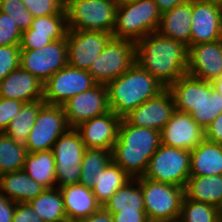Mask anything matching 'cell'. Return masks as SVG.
<instances>
[{
	"instance_id": "27",
	"label": "cell",
	"mask_w": 222,
	"mask_h": 222,
	"mask_svg": "<svg viewBox=\"0 0 222 222\" xmlns=\"http://www.w3.org/2000/svg\"><path fill=\"white\" fill-rule=\"evenodd\" d=\"M23 170L46 189L56 188L55 159L52 150L28 152Z\"/></svg>"
},
{
	"instance_id": "34",
	"label": "cell",
	"mask_w": 222,
	"mask_h": 222,
	"mask_svg": "<svg viewBox=\"0 0 222 222\" xmlns=\"http://www.w3.org/2000/svg\"><path fill=\"white\" fill-rule=\"evenodd\" d=\"M178 222H222V211L184 196Z\"/></svg>"
},
{
	"instance_id": "45",
	"label": "cell",
	"mask_w": 222,
	"mask_h": 222,
	"mask_svg": "<svg viewBox=\"0 0 222 222\" xmlns=\"http://www.w3.org/2000/svg\"><path fill=\"white\" fill-rule=\"evenodd\" d=\"M113 222H149L145 211H120L111 213Z\"/></svg>"
},
{
	"instance_id": "31",
	"label": "cell",
	"mask_w": 222,
	"mask_h": 222,
	"mask_svg": "<svg viewBox=\"0 0 222 222\" xmlns=\"http://www.w3.org/2000/svg\"><path fill=\"white\" fill-rule=\"evenodd\" d=\"M44 104V101L24 103L20 112L9 123L4 133L16 143L25 146L28 135L35 124L37 114Z\"/></svg>"
},
{
	"instance_id": "20",
	"label": "cell",
	"mask_w": 222,
	"mask_h": 222,
	"mask_svg": "<svg viewBox=\"0 0 222 222\" xmlns=\"http://www.w3.org/2000/svg\"><path fill=\"white\" fill-rule=\"evenodd\" d=\"M44 83L21 66L0 82V97L23 101H43Z\"/></svg>"
},
{
	"instance_id": "37",
	"label": "cell",
	"mask_w": 222,
	"mask_h": 222,
	"mask_svg": "<svg viewBox=\"0 0 222 222\" xmlns=\"http://www.w3.org/2000/svg\"><path fill=\"white\" fill-rule=\"evenodd\" d=\"M0 11L8 14L21 32L29 29L34 19L22 0H0Z\"/></svg>"
},
{
	"instance_id": "17",
	"label": "cell",
	"mask_w": 222,
	"mask_h": 222,
	"mask_svg": "<svg viewBox=\"0 0 222 222\" xmlns=\"http://www.w3.org/2000/svg\"><path fill=\"white\" fill-rule=\"evenodd\" d=\"M175 111L174 99L166 88L132 110L124 119L133 126L161 131Z\"/></svg>"
},
{
	"instance_id": "43",
	"label": "cell",
	"mask_w": 222,
	"mask_h": 222,
	"mask_svg": "<svg viewBox=\"0 0 222 222\" xmlns=\"http://www.w3.org/2000/svg\"><path fill=\"white\" fill-rule=\"evenodd\" d=\"M12 222H43L29 203H16Z\"/></svg>"
},
{
	"instance_id": "21",
	"label": "cell",
	"mask_w": 222,
	"mask_h": 222,
	"mask_svg": "<svg viewBox=\"0 0 222 222\" xmlns=\"http://www.w3.org/2000/svg\"><path fill=\"white\" fill-rule=\"evenodd\" d=\"M167 89L174 99L175 110L189 114L204 101L206 94H211L214 90L211 82L194 78L188 74L171 83Z\"/></svg>"
},
{
	"instance_id": "42",
	"label": "cell",
	"mask_w": 222,
	"mask_h": 222,
	"mask_svg": "<svg viewBox=\"0 0 222 222\" xmlns=\"http://www.w3.org/2000/svg\"><path fill=\"white\" fill-rule=\"evenodd\" d=\"M54 40L49 34L34 33L33 29H27L22 32L20 49L21 50H34L49 45Z\"/></svg>"
},
{
	"instance_id": "41",
	"label": "cell",
	"mask_w": 222,
	"mask_h": 222,
	"mask_svg": "<svg viewBox=\"0 0 222 222\" xmlns=\"http://www.w3.org/2000/svg\"><path fill=\"white\" fill-rule=\"evenodd\" d=\"M24 102L0 97V133H4L9 123L20 112Z\"/></svg>"
},
{
	"instance_id": "12",
	"label": "cell",
	"mask_w": 222,
	"mask_h": 222,
	"mask_svg": "<svg viewBox=\"0 0 222 222\" xmlns=\"http://www.w3.org/2000/svg\"><path fill=\"white\" fill-rule=\"evenodd\" d=\"M96 84L87 70L67 65L44 83L43 101L49 105H63L69 98L91 89Z\"/></svg>"
},
{
	"instance_id": "29",
	"label": "cell",
	"mask_w": 222,
	"mask_h": 222,
	"mask_svg": "<svg viewBox=\"0 0 222 222\" xmlns=\"http://www.w3.org/2000/svg\"><path fill=\"white\" fill-rule=\"evenodd\" d=\"M109 213L120 211H145L140 183L132 178L119 188L102 206Z\"/></svg>"
},
{
	"instance_id": "7",
	"label": "cell",
	"mask_w": 222,
	"mask_h": 222,
	"mask_svg": "<svg viewBox=\"0 0 222 222\" xmlns=\"http://www.w3.org/2000/svg\"><path fill=\"white\" fill-rule=\"evenodd\" d=\"M134 41L111 37L92 62L88 72L97 84L107 85L123 75L136 62Z\"/></svg>"
},
{
	"instance_id": "30",
	"label": "cell",
	"mask_w": 222,
	"mask_h": 222,
	"mask_svg": "<svg viewBox=\"0 0 222 222\" xmlns=\"http://www.w3.org/2000/svg\"><path fill=\"white\" fill-rule=\"evenodd\" d=\"M28 203L43 222H62L67 219L63 196L59 188L45 189Z\"/></svg>"
},
{
	"instance_id": "33",
	"label": "cell",
	"mask_w": 222,
	"mask_h": 222,
	"mask_svg": "<svg viewBox=\"0 0 222 222\" xmlns=\"http://www.w3.org/2000/svg\"><path fill=\"white\" fill-rule=\"evenodd\" d=\"M27 153L24 145L0 133V175L23 170Z\"/></svg>"
},
{
	"instance_id": "40",
	"label": "cell",
	"mask_w": 222,
	"mask_h": 222,
	"mask_svg": "<svg viewBox=\"0 0 222 222\" xmlns=\"http://www.w3.org/2000/svg\"><path fill=\"white\" fill-rule=\"evenodd\" d=\"M22 2L34 18L59 14L65 7L62 0H22Z\"/></svg>"
},
{
	"instance_id": "22",
	"label": "cell",
	"mask_w": 222,
	"mask_h": 222,
	"mask_svg": "<svg viewBox=\"0 0 222 222\" xmlns=\"http://www.w3.org/2000/svg\"><path fill=\"white\" fill-rule=\"evenodd\" d=\"M191 21L192 0H186L162 14L157 32L164 37L182 42L189 48L191 46Z\"/></svg>"
},
{
	"instance_id": "36",
	"label": "cell",
	"mask_w": 222,
	"mask_h": 222,
	"mask_svg": "<svg viewBox=\"0 0 222 222\" xmlns=\"http://www.w3.org/2000/svg\"><path fill=\"white\" fill-rule=\"evenodd\" d=\"M222 113V96L214 90L206 94V98L195 107L190 115L204 130Z\"/></svg>"
},
{
	"instance_id": "51",
	"label": "cell",
	"mask_w": 222,
	"mask_h": 222,
	"mask_svg": "<svg viewBox=\"0 0 222 222\" xmlns=\"http://www.w3.org/2000/svg\"><path fill=\"white\" fill-rule=\"evenodd\" d=\"M204 1L213 2L216 4L222 5V0H204Z\"/></svg>"
},
{
	"instance_id": "11",
	"label": "cell",
	"mask_w": 222,
	"mask_h": 222,
	"mask_svg": "<svg viewBox=\"0 0 222 222\" xmlns=\"http://www.w3.org/2000/svg\"><path fill=\"white\" fill-rule=\"evenodd\" d=\"M67 57L65 36L39 49L21 50L20 66L45 83L54 73L68 65Z\"/></svg>"
},
{
	"instance_id": "14",
	"label": "cell",
	"mask_w": 222,
	"mask_h": 222,
	"mask_svg": "<svg viewBox=\"0 0 222 222\" xmlns=\"http://www.w3.org/2000/svg\"><path fill=\"white\" fill-rule=\"evenodd\" d=\"M62 107L68 126L76 128L80 123L110 111L107 87L96 84L91 89L69 98Z\"/></svg>"
},
{
	"instance_id": "1",
	"label": "cell",
	"mask_w": 222,
	"mask_h": 222,
	"mask_svg": "<svg viewBox=\"0 0 222 222\" xmlns=\"http://www.w3.org/2000/svg\"><path fill=\"white\" fill-rule=\"evenodd\" d=\"M136 63L168 87L187 74L189 48L153 32L136 43Z\"/></svg>"
},
{
	"instance_id": "38",
	"label": "cell",
	"mask_w": 222,
	"mask_h": 222,
	"mask_svg": "<svg viewBox=\"0 0 222 222\" xmlns=\"http://www.w3.org/2000/svg\"><path fill=\"white\" fill-rule=\"evenodd\" d=\"M20 45L0 46V82L20 66Z\"/></svg>"
},
{
	"instance_id": "8",
	"label": "cell",
	"mask_w": 222,
	"mask_h": 222,
	"mask_svg": "<svg viewBox=\"0 0 222 222\" xmlns=\"http://www.w3.org/2000/svg\"><path fill=\"white\" fill-rule=\"evenodd\" d=\"M190 160L189 150L169 147L161 143L150 158L143 177L184 188L190 177Z\"/></svg>"
},
{
	"instance_id": "49",
	"label": "cell",
	"mask_w": 222,
	"mask_h": 222,
	"mask_svg": "<svg viewBox=\"0 0 222 222\" xmlns=\"http://www.w3.org/2000/svg\"><path fill=\"white\" fill-rule=\"evenodd\" d=\"M214 91L222 96V75L212 82Z\"/></svg>"
},
{
	"instance_id": "2",
	"label": "cell",
	"mask_w": 222,
	"mask_h": 222,
	"mask_svg": "<svg viewBox=\"0 0 222 222\" xmlns=\"http://www.w3.org/2000/svg\"><path fill=\"white\" fill-rule=\"evenodd\" d=\"M160 144V131L133 126L122 118L112 149V161L132 178L143 176Z\"/></svg>"
},
{
	"instance_id": "53",
	"label": "cell",
	"mask_w": 222,
	"mask_h": 222,
	"mask_svg": "<svg viewBox=\"0 0 222 222\" xmlns=\"http://www.w3.org/2000/svg\"><path fill=\"white\" fill-rule=\"evenodd\" d=\"M221 21H222V5H221Z\"/></svg>"
},
{
	"instance_id": "15",
	"label": "cell",
	"mask_w": 222,
	"mask_h": 222,
	"mask_svg": "<svg viewBox=\"0 0 222 222\" xmlns=\"http://www.w3.org/2000/svg\"><path fill=\"white\" fill-rule=\"evenodd\" d=\"M160 136L163 145L191 151L205 139V130L189 113L175 110Z\"/></svg>"
},
{
	"instance_id": "6",
	"label": "cell",
	"mask_w": 222,
	"mask_h": 222,
	"mask_svg": "<svg viewBox=\"0 0 222 222\" xmlns=\"http://www.w3.org/2000/svg\"><path fill=\"white\" fill-rule=\"evenodd\" d=\"M64 8L68 30H93L112 34L117 6L111 0H69Z\"/></svg>"
},
{
	"instance_id": "48",
	"label": "cell",
	"mask_w": 222,
	"mask_h": 222,
	"mask_svg": "<svg viewBox=\"0 0 222 222\" xmlns=\"http://www.w3.org/2000/svg\"><path fill=\"white\" fill-rule=\"evenodd\" d=\"M157 6L159 11L163 14L166 11L172 10L177 5L185 2L186 0H153Z\"/></svg>"
},
{
	"instance_id": "28",
	"label": "cell",
	"mask_w": 222,
	"mask_h": 222,
	"mask_svg": "<svg viewBox=\"0 0 222 222\" xmlns=\"http://www.w3.org/2000/svg\"><path fill=\"white\" fill-rule=\"evenodd\" d=\"M132 179L119 165L111 161L99 176L94 179L91 188L97 201L103 206L111 196Z\"/></svg>"
},
{
	"instance_id": "26",
	"label": "cell",
	"mask_w": 222,
	"mask_h": 222,
	"mask_svg": "<svg viewBox=\"0 0 222 222\" xmlns=\"http://www.w3.org/2000/svg\"><path fill=\"white\" fill-rule=\"evenodd\" d=\"M184 195L222 211V175L190 176L184 187Z\"/></svg>"
},
{
	"instance_id": "13",
	"label": "cell",
	"mask_w": 222,
	"mask_h": 222,
	"mask_svg": "<svg viewBox=\"0 0 222 222\" xmlns=\"http://www.w3.org/2000/svg\"><path fill=\"white\" fill-rule=\"evenodd\" d=\"M111 37V33L103 31L68 30V65L88 71Z\"/></svg>"
},
{
	"instance_id": "10",
	"label": "cell",
	"mask_w": 222,
	"mask_h": 222,
	"mask_svg": "<svg viewBox=\"0 0 222 222\" xmlns=\"http://www.w3.org/2000/svg\"><path fill=\"white\" fill-rule=\"evenodd\" d=\"M69 128L62 105L45 103L37 114L25 147L29 153L52 150L57 139Z\"/></svg>"
},
{
	"instance_id": "32",
	"label": "cell",
	"mask_w": 222,
	"mask_h": 222,
	"mask_svg": "<svg viewBox=\"0 0 222 222\" xmlns=\"http://www.w3.org/2000/svg\"><path fill=\"white\" fill-rule=\"evenodd\" d=\"M112 161V151L102 148H87L81 163V177L79 184L92 188L94 179L99 172Z\"/></svg>"
},
{
	"instance_id": "46",
	"label": "cell",
	"mask_w": 222,
	"mask_h": 222,
	"mask_svg": "<svg viewBox=\"0 0 222 222\" xmlns=\"http://www.w3.org/2000/svg\"><path fill=\"white\" fill-rule=\"evenodd\" d=\"M16 202L9 200L0 191V222H12L15 212Z\"/></svg>"
},
{
	"instance_id": "18",
	"label": "cell",
	"mask_w": 222,
	"mask_h": 222,
	"mask_svg": "<svg viewBox=\"0 0 222 222\" xmlns=\"http://www.w3.org/2000/svg\"><path fill=\"white\" fill-rule=\"evenodd\" d=\"M187 74L207 82L222 75V39L189 47Z\"/></svg>"
},
{
	"instance_id": "44",
	"label": "cell",
	"mask_w": 222,
	"mask_h": 222,
	"mask_svg": "<svg viewBox=\"0 0 222 222\" xmlns=\"http://www.w3.org/2000/svg\"><path fill=\"white\" fill-rule=\"evenodd\" d=\"M205 139L222 145V113L205 129Z\"/></svg>"
},
{
	"instance_id": "3",
	"label": "cell",
	"mask_w": 222,
	"mask_h": 222,
	"mask_svg": "<svg viewBox=\"0 0 222 222\" xmlns=\"http://www.w3.org/2000/svg\"><path fill=\"white\" fill-rule=\"evenodd\" d=\"M106 87L110 110L121 119L167 88L136 62Z\"/></svg>"
},
{
	"instance_id": "19",
	"label": "cell",
	"mask_w": 222,
	"mask_h": 222,
	"mask_svg": "<svg viewBox=\"0 0 222 222\" xmlns=\"http://www.w3.org/2000/svg\"><path fill=\"white\" fill-rule=\"evenodd\" d=\"M121 118L113 111L80 123L75 129L79 132L86 148L113 149L117 141Z\"/></svg>"
},
{
	"instance_id": "24",
	"label": "cell",
	"mask_w": 222,
	"mask_h": 222,
	"mask_svg": "<svg viewBox=\"0 0 222 222\" xmlns=\"http://www.w3.org/2000/svg\"><path fill=\"white\" fill-rule=\"evenodd\" d=\"M46 188L30 178L24 170L0 175V191L13 202L28 203Z\"/></svg>"
},
{
	"instance_id": "52",
	"label": "cell",
	"mask_w": 222,
	"mask_h": 222,
	"mask_svg": "<svg viewBox=\"0 0 222 222\" xmlns=\"http://www.w3.org/2000/svg\"><path fill=\"white\" fill-rule=\"evenodd\" d=\"M62 222H80V221H78V220H69V219H66V220H64V221H62Z\"/></svg>"
},
{
	"instance_id": "35",
	"label": "cell",
	"mask_w": 222,
	"mask_h": 222,
	"mask_svg": "<svg viewBox=\"0 0 222 222\" xmlns=\"http://www.w3.org/2000/svg\"><path fill=\"white\" fill-rule=\"evenodd\" d=\"M30 29L34 33L49 34L54 41L64 38L68 31L65 8L59 14L34 18Z\"/></svg>"
},
{
	"instance_id": "4",
	"label": "cell",
	"mask_w": 222,
	"mask_h": 222,
	"mask_svg": "<svg viewBox=\"0 0 222 222\" xmlns=\"http://www.w3.org/2000/svg\"><path fill=\"white\" fill-rule=\"evenodd\" d=\"M162 13L153 0H135L117 6L112 37L135 43L157 32Z\"/></svg>"
},
{
	"instance_id": "23",
	"label": "cell",
	"mask_w": 222,
	"mask_h": 222,
	"mask_svg": "<svg viewBox=\"0 0 222 222\" xmlns=\"http://www.w3.org/2000/svg\"><path fill=\"white\" fill-rule=\"evenodd\" d=\"M59 190L62 193L65 214L69 220L80 221L102 207L92 189L79 183L61 187Z\"/></svg>"
},
{
	"instance_id": "50",
	"label": "cell",
	"mask_w": 222,
	"mask_h": 222,
	"mask_svg": "<svg viewBox=\"0 0 222 222\" xmlns=\"http://www.w3.org/2000/svg\"><path fill=\"white\" fill-rule=\"evenodd\" d=\"M113 4H115L116 6L125 4V3H129L131 1H135V0H111Z\"/></svg>"
},
{
	"instance_id": "5",
	"label": "cell",
	"mask_w": 222,
	"mask_h": 222,
	"mask_svg": "<svg viewBox=\"0 0 222 222\" xmlns=\"http://www.w3.org/2000/svg\"><path fill=\"white\" fill-rule=\"evenodd\" d=\"M141 186L145 214L149 222H178L184 188L174 184L136 178Z\"/></svg>"
},
{
	"instance_id": "25",
	"label": "cell",
	"mask_w": 222,
	"mask_h": 222,
	"mask_svg": "<svg viewBox=\"0 0 222 222\" xmlns=\"http://www.w3.org/2000/svg\"><path fill=\"white\" fill-rule=\"evenodd\" d=\"M190 152V176L222 175V145L204 139Z\"/></svg>"
},
{
	"instance_id": "47",
	"label": "cell",
	"mask_w": 222,
	"mask_h": 222,
	"mask_svg": "<svg viewBox=\"0 0 222 222\" xmlns=\"http://www.w3.org/2000/svg\"><path fill=\"white\" fill-rule=\"evenodd\" d=\"M80 222H113V218L111 213L101 207L96 213L80 220Z\"/></svg>"
},
{
	"instance_id": "16",
	"label": "cell",
	"mask_w": 222,
	"mask_h": 222,
	"mask_svg": "<svg viewBox=\"0 0 222 222\" xmlns=\"http://www.w3.org/2000/svg\"><path fill=\"white\" fill-rule=\"evenodd\" d=\"M221 39V5L192 0L191 46Z\"/></svg>"
},
{
	"instance_id": "39",
	"label": "cell",
	"mask_w": 222,
	"mask_h": 222,
	"mask_svg": "<svg viewBox=\"0 0 222 222\" xmlns=\"http://www.w3.org/2000/svg\"><path fill=\"white\" fill-rule=\"evenodd\" d=\"M21 37L17 23L0 11V46L20 45Z\"/></svg>"
},
{
	"instance_id": "9",
	"label": "cell",
	"mask_w": 222,
	"mask_h": 222,
	"mask_svg": "<svg viewBox=\"0 0 222 222\" xmlns=\"http://www.w3.org/2000/svg\"><path fill=\"white\" fill-rule=\"evenodd\" d=\"M85 147L79 132L69 128L52 147L55 159L56 188L78 184Z\"/></svg>"
}]
</instances>
